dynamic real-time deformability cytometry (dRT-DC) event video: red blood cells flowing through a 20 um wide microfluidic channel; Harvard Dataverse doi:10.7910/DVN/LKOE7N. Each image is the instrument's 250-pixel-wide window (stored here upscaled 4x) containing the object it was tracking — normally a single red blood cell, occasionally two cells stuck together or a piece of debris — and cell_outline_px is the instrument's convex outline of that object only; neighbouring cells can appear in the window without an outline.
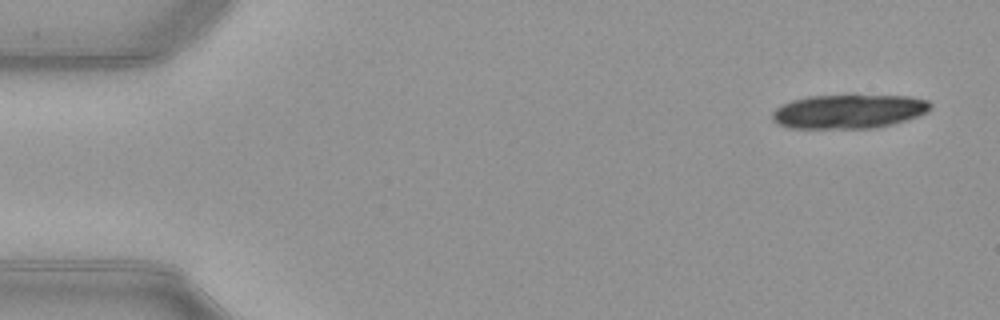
{"species": "common noctule bat (a hibernating species)", "species_latin": "Nyctalus noctula", "temperature_condition": "warm", "stored_images_in_passage": 18, "camera_frame_rate_fps": 3000, "um_per_image_px": 0.085, "animal": {"sex": "female", "body_mass_g": 21.9}, "frame": {"image": 1, "passage_image": 3, "time_ms": 0.667, "image_size_px": [1000, 320], "cell_outline_px": [[932, 108], [928, 112], [892, 124], [876, 128], [788, 128], [776, 124], [772, 120], [772, 112], [776, 108], [792, 100], [808, 96], [908, 96], [928, 100], [932, 104]], "centroid_in_image_um": [72.13, 9.48], "position_along_channel_um": 12.9, "area_um2": 31.27}}